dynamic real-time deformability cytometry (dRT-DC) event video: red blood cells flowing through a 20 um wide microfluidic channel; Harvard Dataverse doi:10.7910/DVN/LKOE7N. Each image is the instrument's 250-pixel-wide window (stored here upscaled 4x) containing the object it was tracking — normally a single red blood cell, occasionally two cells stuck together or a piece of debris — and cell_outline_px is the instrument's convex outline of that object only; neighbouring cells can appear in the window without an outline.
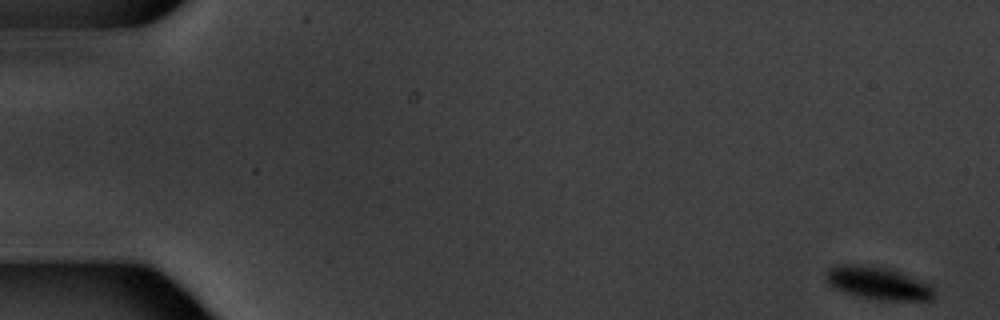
{"species": "common noctule bat (a hibernating species)", "species_latin": "Nyctalus noctula", "temperature_condition": "warm", "stored_images_in_passage": 7, "segment_of_instrument_passage": [1, 2], "camera_frame_rate_fps": 3000, "um_per_image_px": 0.085, "animal": {"sex": "male", "body_mass_g": 20.1, "forearm_length_mm": 53.5}, "frame": {"image": 1, "passage_image": 1, "time_ms": 0.0, "image_size_px": [1000, 320], "cell_outline_px": [[932, 300], [880, 300], [860, 296], [844, 292], [832, 288], [828, 284], [824, 276], [824, 272], [828, 268], [836, 264], [856, 264], [884, 268], [900, 272], [928, 284], [932, 288]], "centroid_in_image_um": [74.51, 24.06], "position_along_channel_um": 10.5, "area_um2": 20.4}}
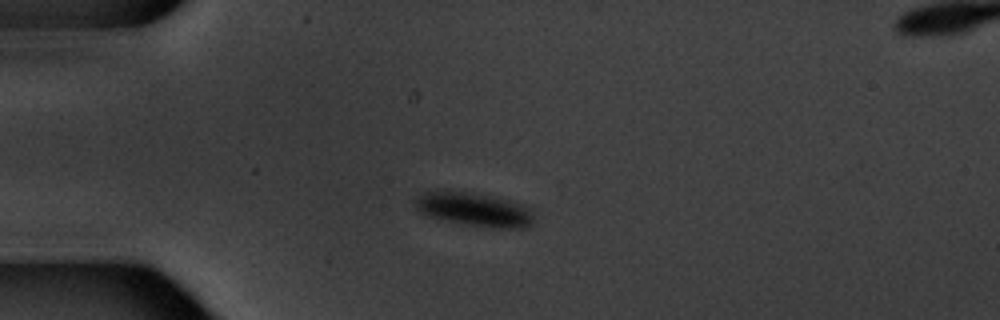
{"frame": {"image": 2, "passage_image": 5, "time_ms": 4.667, "image_size_px": [1000, 320], "cell_outline_px": [[536, 216], [532, 224], [528, 228], [488, 228], [464, 224], [428, 216], [420, 212], [416, 208], [412, 200], [416, 196], [424, 192], [436, 188], [444, 188], [468, 192], [524, 204]], "centroid_in_image_um": [40.25, 17.78], "position_along_channel_um": 44.7, "area_um2": 23.99}}